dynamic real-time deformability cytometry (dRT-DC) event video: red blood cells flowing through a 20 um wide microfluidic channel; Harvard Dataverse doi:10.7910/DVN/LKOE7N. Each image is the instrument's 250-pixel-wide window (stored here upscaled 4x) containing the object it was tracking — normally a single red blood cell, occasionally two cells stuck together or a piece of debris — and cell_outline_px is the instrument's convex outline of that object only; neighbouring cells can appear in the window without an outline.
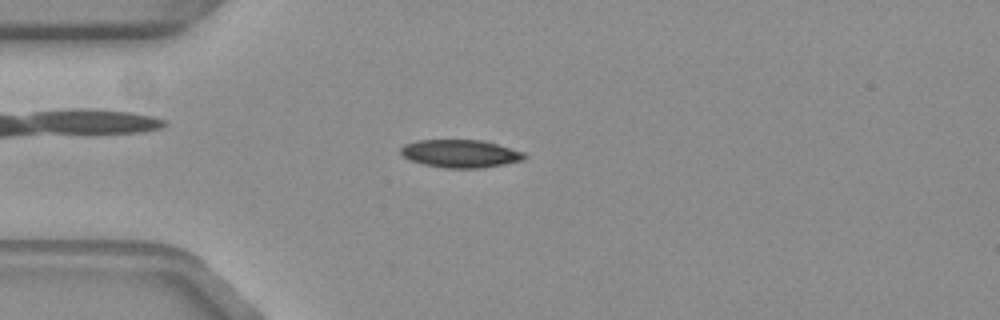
{"species": "common noctule bat (a hibernating species)", "species_latin": "Nyctalus noctula", "temperature_condition": "warm", "stored_images_in_passage": 53, "camera_frame_rate_fps": 3000, "um_per_image_px": 0.085, "animal": {"sex": "female", "body_mass_g": 19.3, "forearm_length_mm": 54.1}, "frame": {"image": 1, "passage_image": 14, "time_ms": 4.333, "image_size_px": [1000, 320], "cell_outline_px": [[528, 156], [524, 160], [484, 168], [444, 168], [424, 164], [408, 160], [400, 152], [400, 148], [404, 144], [416, 140], [484, 140], [524, 152]], "centroid_in_image_um": [39.14, 13.06], "position_along_channel_um": 45.9, "area_um2": 20.29}}
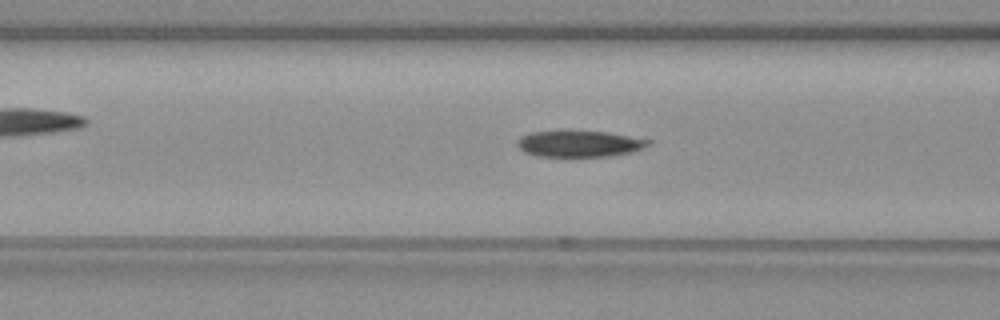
{"frame": {"image": 2, "passage_image": 21, "time_ms": 6.667, "image_size_px": [1000, 320], "cell_outline_px": [[652, 144], [644, 148], [632, 152], [612, 156], [568, 160], [536, 156], [524, 152], [516, 144], [516, 140], [520, 136], [532, 132], [608, 132], [652, 140]], "centroid_in_image_um": [49.25, 12.29], "position_along_channel_um": 117.4, "area_um2": 21.04}}
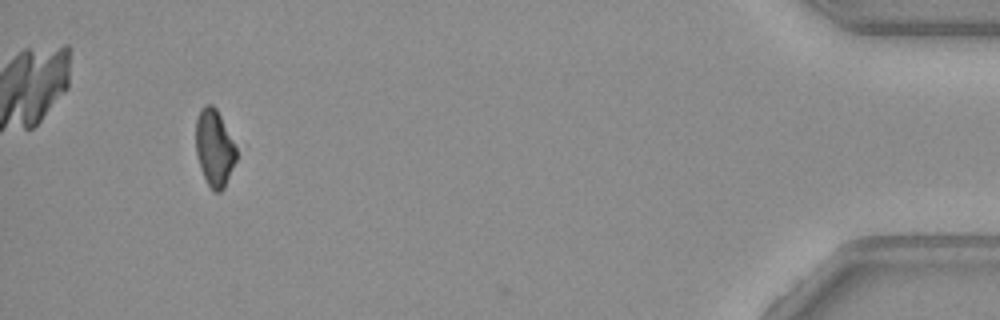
{"frame": {"image": 3, "passage_image": 51, "time_ms": 16.667, "image_size_px": [1000, 320], "cell_outline_px": [[236, 160], [224, 188], [220, 192], [216, 192], [208, 184], [200, 168], [196, 152], [196, 120], [200, 108], [204, 104], [212, 104], [216, 108], [236, 148]], "centroid_in_image_um": [18.2, 12.56], "position_along_channel_um": 417.0, "area_um2": 17.86}, "authors_computed_cell_mechanics": {"area_um2": 19.941, "velocity_mm_per_s": 3.7524, "shape_relaxation_time_tau1_ms": null, "shape_relaxation_time_tau2_ms": 2.0365, "deformation_change_tau1": null, "deformation_change_tau2": 0.0903}}